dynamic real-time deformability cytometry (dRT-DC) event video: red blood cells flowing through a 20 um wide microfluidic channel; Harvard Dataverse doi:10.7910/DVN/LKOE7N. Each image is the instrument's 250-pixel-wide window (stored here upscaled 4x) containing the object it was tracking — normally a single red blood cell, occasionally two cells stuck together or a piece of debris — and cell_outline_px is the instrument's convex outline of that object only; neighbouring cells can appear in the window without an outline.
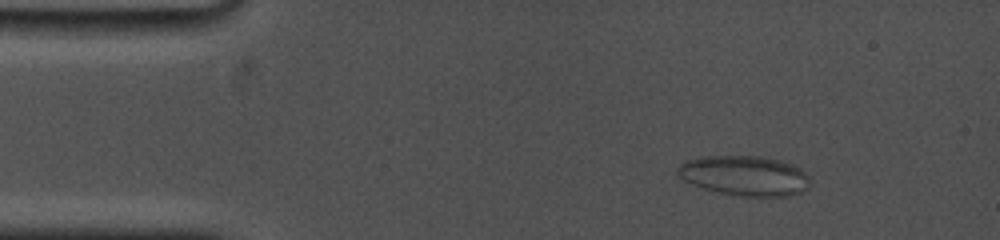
{"species": "common noctule bat (a hibernating species)", "species_latin": "Nyctalus noctula", "temperature_condition": "cold", "stored_images_in_passage": 42, "camera_frame_rate_fps": 5000, "um_per_image_px": 0.085, "animal": {"sex": "female", "body_mass_g": 19.0, "forearm_length_mm": 53.3}, "frame": {"image": 1, "passage_image": 1, "time_ms": 0.0, "image_size_px": [1000, 240], "cell_outline_px": [[808, 188], [800, 192], [788, 196], [740, 196], [720, 192], [704, 188], [692, 184], [676, 176], [676, 168], [684, 160], [704, 156], [760, 156], [780, 160], [792, 164], [808, 172]], "centroid_in_image_um": [63.27, 14.92], "position_along_channel_um": 21.7, "area_um2": 30.98}}
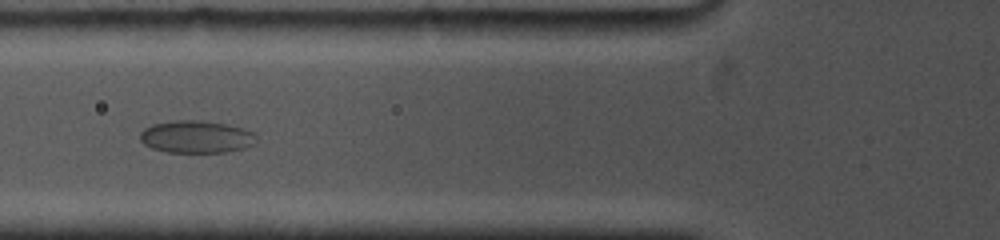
{"frame": {"image": 2, "passage_image": 27, "time_ms": 4.4, "image_size_px": [1000, 240], "cell_outline_px": [[256, 144], [244, 148], [224, 152], [168, 152], [152, 148], [144, 144], [140, 140], [140, 132], [144, 128], [152, 124], [172, 120], [200, 120], [228, 124], [244, 128], [256, 132]], "centroid_in_image_um": [16.71, 11.61], "position_along_channel_um": 109.1, "area_um2": 22.25}}
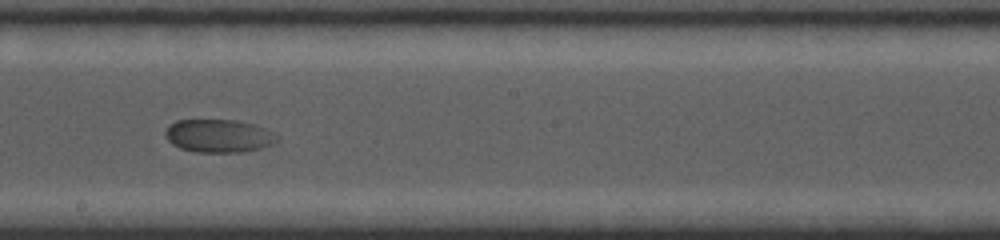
{"frame": {"image": 3, "passage_image": 34, "time_ms": 7.8, "image_size_px": [1000, 240], "cell_outline_px": [[280, 140], [272, 144], [260, 148], [244, 152], [196, 152], [180, 148], [172, 144], [164, 136], [164, 132], [168, 124], [176, 120], [236, 120], [256, 124], [276, 132], [280, 136]], "centroid_in_image_um": [18.62, 11.54], "position_along_channel_um": 229.6, "area_um2": 22.02}}